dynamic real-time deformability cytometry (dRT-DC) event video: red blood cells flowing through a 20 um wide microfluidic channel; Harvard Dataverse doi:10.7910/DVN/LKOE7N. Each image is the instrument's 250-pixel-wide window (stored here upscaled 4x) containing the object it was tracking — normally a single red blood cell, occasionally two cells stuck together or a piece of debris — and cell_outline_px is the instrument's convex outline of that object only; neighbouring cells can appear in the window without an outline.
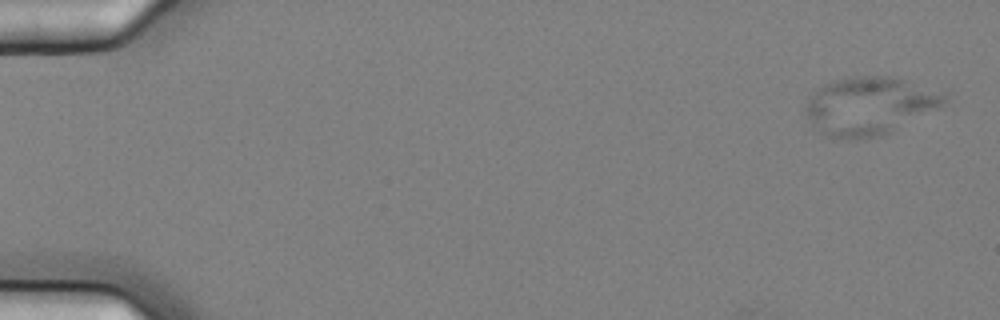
{"species": "common noctule bat (a hibernating species)", "species_latin": "Nyctalus noctula", "temperature_condition": "cold", "stored_images_in_passage": 9, "camera_frame_rate_fps": 3000, "um_per_image_px": 0.085, "animal": {"sex": "female", "body_mass_g": 25.1}, "frame": {"image": 1, "passage_image": 1, "time_ms": 0.0, "image_size_px": [1000, 320], "cell_outline_px": [[948, 92], [944, 104], [880, 136], [852, 140], [848, 140], [824, 136], [804, 112], [804, 104], [816, 88], [832, 80], [852, 76], [888, 76], [908, 80]], "centroid_in_image_um": [73.87, 8.97], "position_along_channel_um": 11.1, "area_um2": 46.93}}